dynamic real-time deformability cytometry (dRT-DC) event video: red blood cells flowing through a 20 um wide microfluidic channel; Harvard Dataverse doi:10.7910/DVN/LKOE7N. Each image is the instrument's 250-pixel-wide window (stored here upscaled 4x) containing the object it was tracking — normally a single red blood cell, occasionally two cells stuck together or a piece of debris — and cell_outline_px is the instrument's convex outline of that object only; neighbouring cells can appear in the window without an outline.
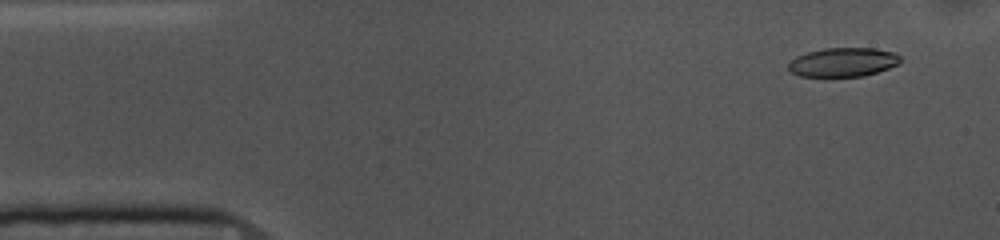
{"species": "common noctule bat (a hibernating species)", "species_latin": "Nyctalus noctula", "temperature_condition": "cold", "stored_images_in_passage": 54, "camera_frame_rate_fps": 3000, "um_per_image_px": 0.085, "animal": {"sex": "female", "body_mass_g": 10.0, "forearm_length_mm": 53.1}, "frame": {"image": 1, "passage_image": 4, "time_ms": 1.0, "image_size_px": [1000, 240], "cell_outline_px": [[900, 64], [864, 76], [800, 76], [792, 72], [788, 68], [788, 64], [796, 56], [808, 52], [824, 48], [876, 48], [896, 52], [900, 56]], "centroid_in_image_um": [71.69, 5.27], "position_along_channel_um": 13.3, "area_um2": 18.9}}
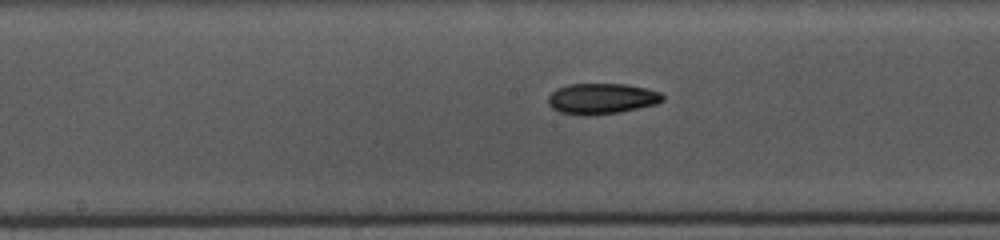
{"frame": {"image": 2, "passage_image": 26, "time_ms": 8.333, "image_size_px": [1000, 240], "cell_outline_px": [[664, 100], [656, 104], [620, 112], [592, 116], [584, 116], [560, 112], [552, 108], [548, 104], [548, 96], [556, 88], [568, 84], [628, 84], [648, 88], [660, 92], [664, 96]], "centroid_in_image_um": [51.14, 8.39], "position_along_channel_um": 197.1, "area_um2": 20.81}}
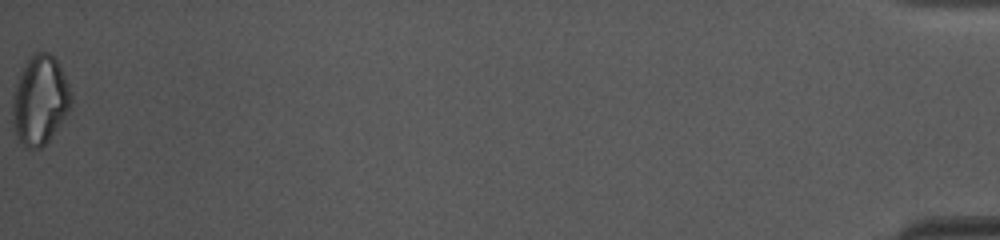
{"frame": {"image": 3, "passage_image": 54, "time_ms": 17.667, "image_size_px": [1000, 240], "cell_outline_px": [[72, 100], [68, 112], [48, 140], [40, 148], [28, 148], [20, 140], [12, 124], [12, 96], [20, 68], [28, 56], [36, 52], [48, 52], [56, 60], [72, 92]], "centroid_in_image_um": [3.36, 8.47], "position_along_channel_um": 431.8, "area_um2": 30.4}, "authors_computed_cell_mechanics": {"area_um2": 20.4901, "velocity_mm_per_s": 3.6693, "shape_relaxation_time_tau1_ms": 5.3298, "shape_relaxation_time_tau2_ms": null, "deformation_change_tau1": 0.1603, "deformation_change_tau2": null}}